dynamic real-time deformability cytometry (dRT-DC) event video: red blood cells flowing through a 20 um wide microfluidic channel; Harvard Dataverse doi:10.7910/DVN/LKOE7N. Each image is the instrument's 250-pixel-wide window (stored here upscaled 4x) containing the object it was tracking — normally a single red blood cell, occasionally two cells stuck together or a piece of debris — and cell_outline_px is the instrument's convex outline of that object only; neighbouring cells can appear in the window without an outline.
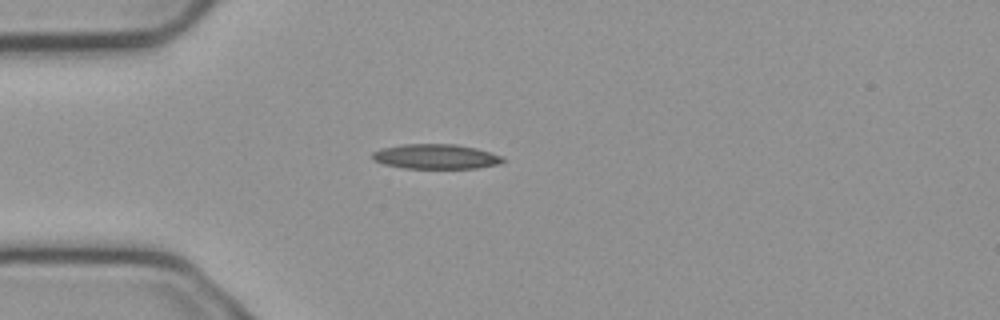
{"species": "common noctule bat (a hibernating species)", "species_latin": "Nyctalus noctula", "temperature_condition": "cold", "stored_images_in_passage": 5, "camera_frame_rate_fps": 3000, "um_per_image_px": 0.085, "animal": {"sex": "male", "body_mass_g": 23.1, "forearm_length_mm": 52.7}, "frame": {"image": 1, "passage_image": 4, "time_ms": 1.0, "image_size_px": [1000, 320], "cell_outline_px": [[504, 160], [500, 164], [476, 168], [404, 168], [384, 164], [372, 160], [372, 152], [384, 148], [404, 144], [456, 144], [476, 148], [500, 156]], "centroid_in_image_um": [37.02, 13.31], "position_along_channel_um": 48.0, "area_um2": 18.67}}